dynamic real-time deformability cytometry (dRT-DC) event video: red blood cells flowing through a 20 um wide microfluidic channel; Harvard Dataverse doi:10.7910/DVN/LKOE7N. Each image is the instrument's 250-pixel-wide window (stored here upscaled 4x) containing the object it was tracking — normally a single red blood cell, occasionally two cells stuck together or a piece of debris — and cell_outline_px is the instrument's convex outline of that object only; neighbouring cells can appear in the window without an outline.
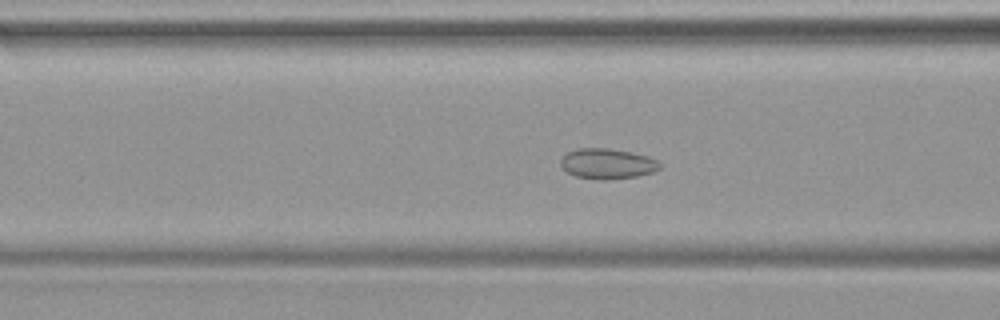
{"species": "common noctule bat (a hibernating species)", "species_latin": "Nyctalus noctula", "temperature_condition": "warm", "stored_images_in_passage": 49, "camera_frame_rate_fps": 3000, "um_per_image_px": 0.085, "animal": {"sex": "female", "body_mass_g": 19.9}, "frame": {"image": 1, "passage_image": 20, "time_ms": 6.333, "image_size_px": [1000, 320], "cell_outline_px": [[660, 168], [652, 172], [636, 176], [608, 180], [600, 180], [576, 176], [560, 168], [560, 160], [568, 152], [576, 148], [608, 148], [632, 152], [648, 156], [656, 160], [660, 164]], "centroid_in_image_um": [51.6, 13.91], "position_along_channel_um": 115.0, "area_um2": 17.57}}
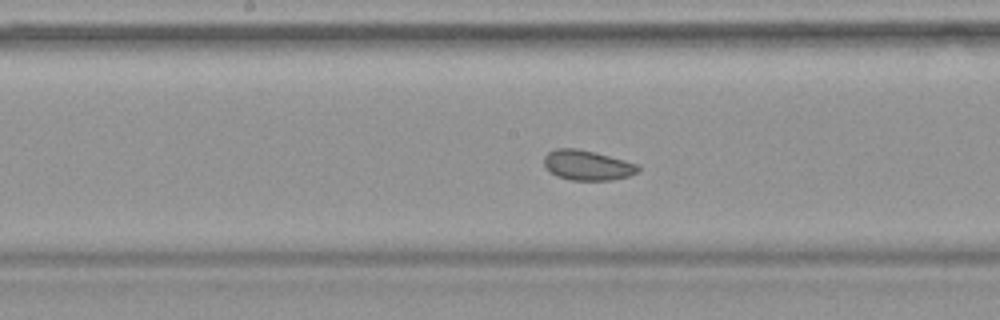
{"frame": {"image": 2, "passage_image": 26, "time_ms": 8.333, "image_size_px": [1000, 320], "cell_outline_px": [[640, 168], [636, 172], [628, 176], [612, 180], [572, 180], [556, 176], [548, 172], [544, 168], [544, 156], [548, 152], [556, 148], [576, 148], [596, 152], [640, 164]], "centroid_in_image_um": [49.9, 14.04], "position_along_channel_um": 198.3, "area_um2": 16.7}}
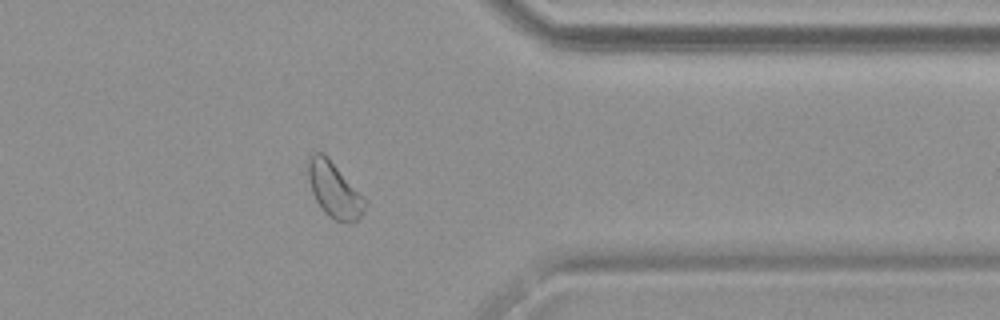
{"frame": {"image": 3, "passage_image": 40, "time_ms": 13.0, "image_size_px": [1000, 320], "cell_outline_px": [[368, 204], [364, 212], [356, 220], [348, 224], [336, 220], [328, 216], [324, 212], [316, 200], [312, 192], [304, 164], [308, 156], [312, 152], [324, 152], [328, 156], [368, 200]], "centroid_in_image_um": [28.4, 16.09], "position_along_channel_um": 383.0, "area_um2": 19.07}}